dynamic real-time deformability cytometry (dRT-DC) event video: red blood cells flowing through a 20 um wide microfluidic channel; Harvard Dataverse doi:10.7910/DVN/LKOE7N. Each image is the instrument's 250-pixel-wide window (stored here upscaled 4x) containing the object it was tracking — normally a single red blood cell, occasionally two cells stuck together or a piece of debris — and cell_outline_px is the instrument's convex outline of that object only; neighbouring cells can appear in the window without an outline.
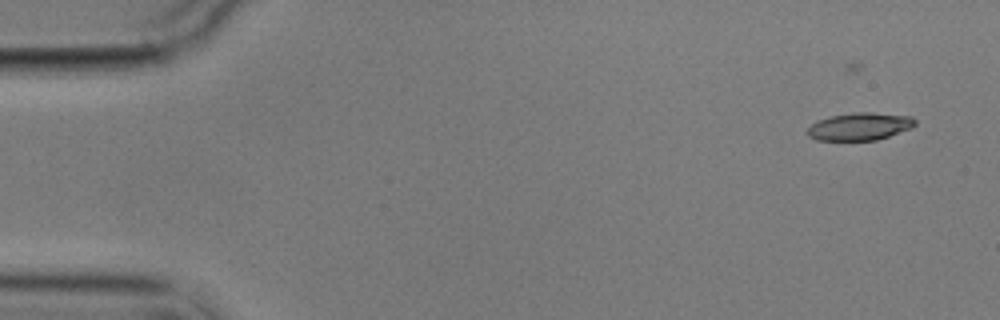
{"species": "common noctule bat (a hibernating species)", "species_latin": "Nyctalus noctula", "temperature_condition": "cold", "stored_images_in_passage": 4, "segment_of_instrument_passage": [2, 2], "camera_frame_rate_fps": 3000, "um_per_image_px": 0.085, "animal": {"sex": "male", "body_mass_g": 17.9}, "frame": {"image": 1, "passage_image": 4, "time_ms": 7.0, "image_size_px": [1000, 320], "cell_outline_px": [[916, 124], [912, 128], [876, 140], [816, 140], [808, 136], [808, 128], [812, 124], [820, 120], [832, 116], [856, 112], [872, 112], [912, 116], [916, 120]], "centroid_in_image_um": [73.12, 10.75], "position_along_channel_um": 11.9, "area_um2": 17.17}}